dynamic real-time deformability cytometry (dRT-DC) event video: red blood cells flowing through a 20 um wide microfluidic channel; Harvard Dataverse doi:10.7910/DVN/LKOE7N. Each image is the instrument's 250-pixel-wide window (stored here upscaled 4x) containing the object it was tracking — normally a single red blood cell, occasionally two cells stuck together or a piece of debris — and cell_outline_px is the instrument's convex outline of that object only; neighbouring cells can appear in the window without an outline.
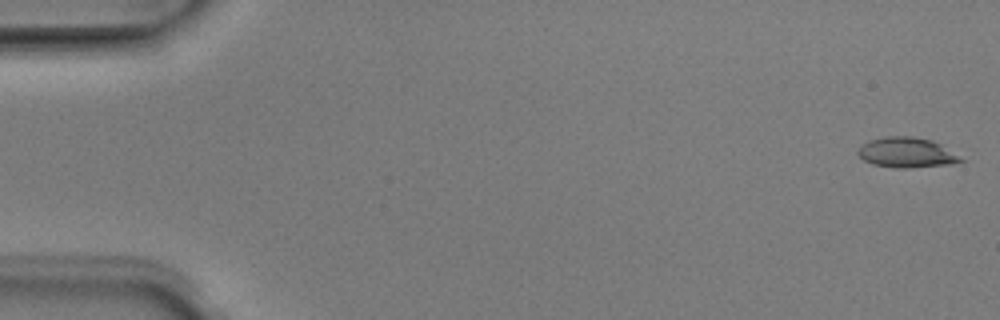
{"species": "Egyptian fruit bat (a non-hibernating species)", "species_latin": "Rousettus aegyptiacus", "temperature_condition": "room temperature", "stored_images_in_passage": 12, "camera_frame_rate_fps": 3000, "um_per_image_px": 0.085, "animal": {"sex": "male"}, "frame": {"image": 1, "passage_image": 1, "time_ms": 0.0, "image_size_px": [1000, 320], "cell_outline_px": [[964, 160], [952, 164], [904, 168], [896, 168], [872, 164], [864, 160], [856, 152], [868, 140], [888, 136], [912, 136], [932, 140], [940, 144]], "centroid_in_image_um": [77.03, 12.96], "position_along_channel_um": 8.0, "area_um2": 17.8}}